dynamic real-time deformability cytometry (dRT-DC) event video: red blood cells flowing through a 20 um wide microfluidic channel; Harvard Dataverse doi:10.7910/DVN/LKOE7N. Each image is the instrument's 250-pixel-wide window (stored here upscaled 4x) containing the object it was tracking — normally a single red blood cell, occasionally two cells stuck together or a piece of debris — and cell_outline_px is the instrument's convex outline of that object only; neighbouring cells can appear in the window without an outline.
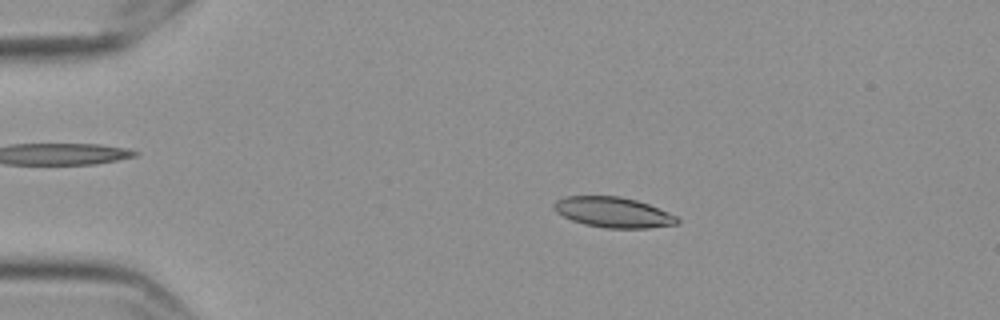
{"species": "Egyptian fruit bat (a non-hibernating species)", "species_latin": "Rousettus aegyptiacus", "temperature_condition": "cold", "stored_images_in_passage": 57, "camera_frame_rate_fps": 3000, "um_per_image_px": 0.085, "frame": {"image": 1, "passage_image": 11, "time_ms": 3.333, "image_size_px": [1000, 320], "cell_outline_px": [[680, 220], [676, 224], [648, 228], [604, 228], [584, 224], [572, 220], [556, 212], [552, 208], [552, 204], [556, 200], [564, 196], [620, 196], [636, 200], [648, 204], [668, 212], [676, 216]], "centroid_in_image_um": [52.09, 18.04], "position_along_channel_um": 32.9, "area_um2": 21.85}}
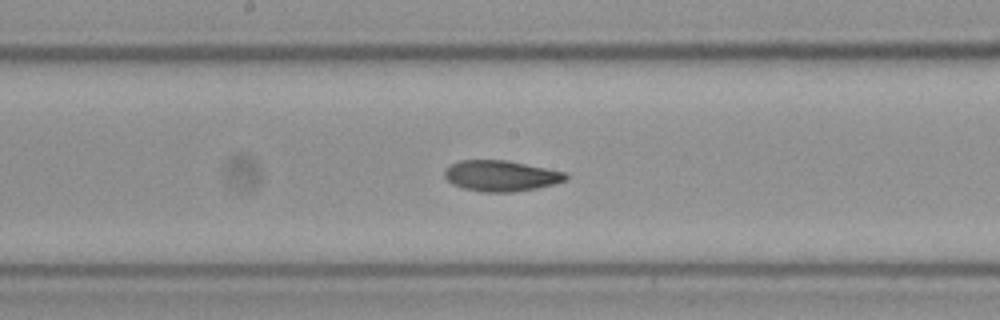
{"frame": {"image": 2, "passage_image": 30, "time_ms": 9.667, "image_size_px": [1000, 320], "cell_outline_px": [[568, 180], [536, 188], [512, 192], [480, 192], [464, 188], [452, 184], [444, 176], [444, 168], [460, 160], [508, 160], [564, 172], [568, 176]], "centroid_in_image_um": [42.55, 14.94], "position_along_channel_um": 205.6, "area_um2": 21.73}}
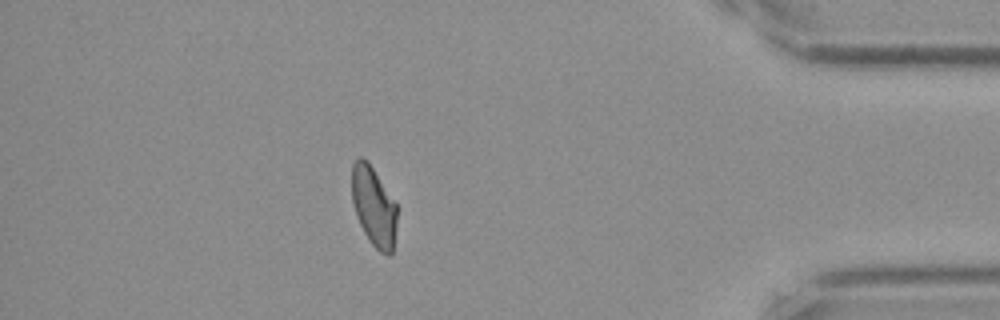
{"frame": {"image": 3, "passage_image": 50, "time_ms": 16.333, "image_size_px": [1000, 320], "cell_outline_px": [[396, 228], [392, 252], [388, 256], [380, 252], [372, 244], [364, 232], [356, 216], [352, 200], [352, 164], [360, 156], [368, 160], [396, 204]], "centroid_in_image_um": [31.76, 17.54], "position_along_channel_um": 403.4, "area_um2": 20.81}, "authors_computed_cell_mechanics": {"area_um2": 21.7328, "velocity_mm_per_s": 3.5555, "shape_relaxation_time_tau1_ms": 10.8026, "shape_relaxation_time_tau2_ms": 4.5409, "deformation_change_tau1": 0.2214, "deformation_change_tau2": 0.0826}}